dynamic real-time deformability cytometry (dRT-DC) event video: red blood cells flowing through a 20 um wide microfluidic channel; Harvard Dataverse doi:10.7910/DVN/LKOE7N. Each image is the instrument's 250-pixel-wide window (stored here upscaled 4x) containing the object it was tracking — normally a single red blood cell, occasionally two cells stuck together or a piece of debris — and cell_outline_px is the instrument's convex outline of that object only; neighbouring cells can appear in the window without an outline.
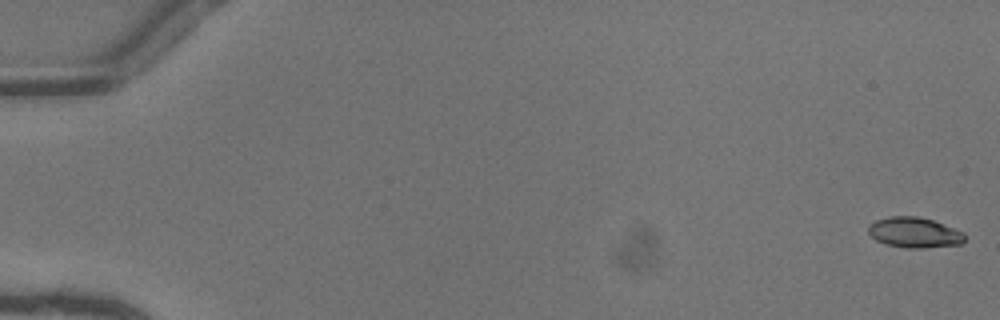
{"species": "common noctule bat (a hibernating species)", "species_latin": "Nyctalus noctula", "temperature_condition": "warm", "stored_images_in_passage": 13, "camera_frame_rate_fps": 3000, "um_per_image_px": 0.085, "animal": {"sex": "female"}, "frame": {"image": 1, "passage_image": 1, "time_ms": 0.0, "image_size_px": [1000, 320], "cell_outline_px": [[964, 240], [960, 244], [924, 248], [904, 248], [884, 244], [876, 240], [868, 232], [868, 224], [876, 220], [888, 216], [916, 216], [932, 220], [964, 232]], "centroid_in_image_um": [77.68, 19.77], "position_along_channel_um": 7.3, "area_um2": 17.11}}